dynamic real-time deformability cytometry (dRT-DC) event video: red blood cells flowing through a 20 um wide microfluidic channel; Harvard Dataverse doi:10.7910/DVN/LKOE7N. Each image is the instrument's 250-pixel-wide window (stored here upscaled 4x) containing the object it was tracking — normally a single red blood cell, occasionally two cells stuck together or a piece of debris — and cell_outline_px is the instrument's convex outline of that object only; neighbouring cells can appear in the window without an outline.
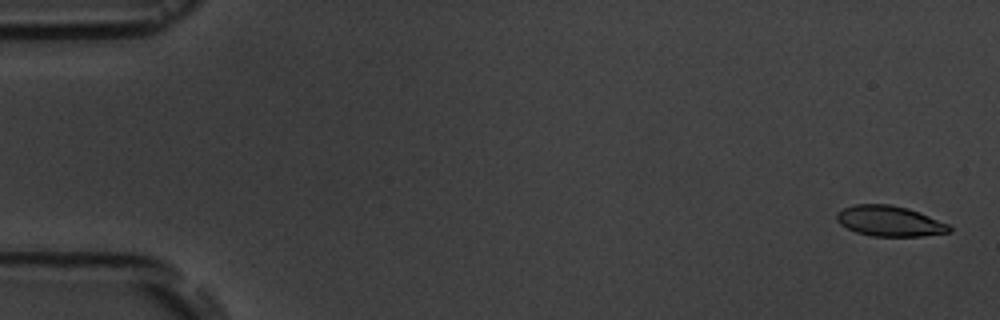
{"species": "common noctule bat (a hibernating species)", "species_latin": "Nyctalus noctula", "temperature_condition": "room temperature", "stored_images_in_passage": 11, "camera_frame_rate_fps": 3000, "um_per_image_px": 0.085, "animal": {"sex": "male", "body_mass_g": 19.5, "forearm_length_mm": 54.6}, "frame": {"image": 1, "passage_image": 1, "time_ms": 0.0, "image_size_px": [1000, 320], "cell_outline_px": [[952, 232], [924, 236], [872, 236], [856, 232], [840, 224], [836, 220], [836, 212], [844, 208], [856, 204], [892, 204], [908, 208], [920, 212], [948, 224], [952, 228]], "centroid_in_image_um": [75.63, 18.79], "position_along_channel_um": 9.4, "area_um2": 20.11}}
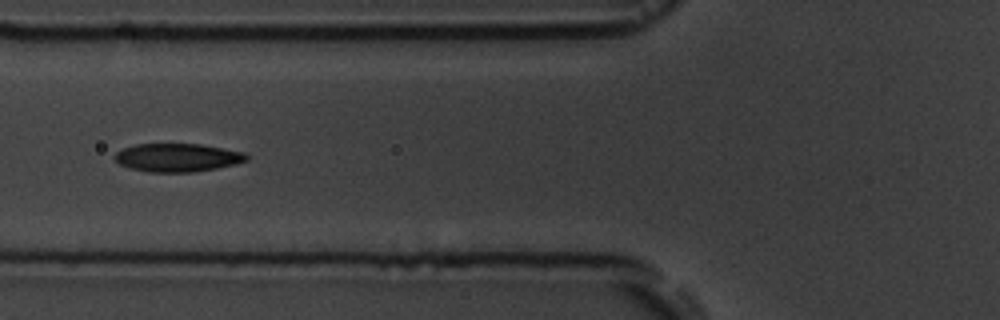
{"frame": {"image": 2, "passage_image": 6, "time_ms": 6.667, "image_size_px": [1000, 320], "cell_outline_px": [[248, 160], [236, 164], [216, 168], [192, 172], [148, 172], [132, 168], [120, 164], [112, 156], [116, 152], [124, 148], [136, 144], [200, 144], [244, 152], [248, 156]], "centroid_in_image_um": [15.09, 13.39], "position_along_channel_um": 110.7, "area_um2": 21.62}}
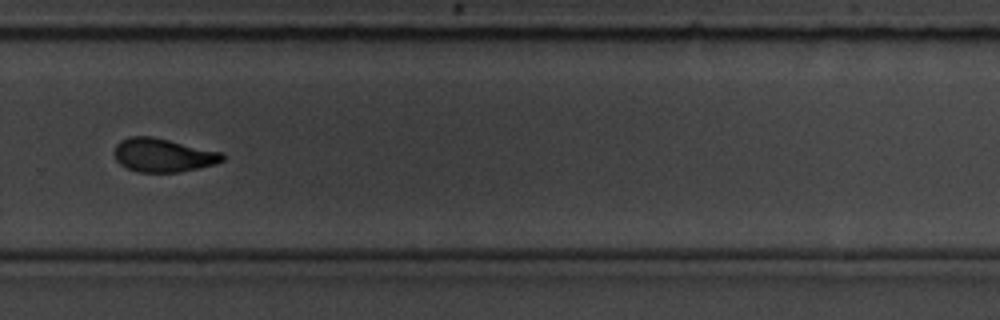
{"frame": {"image": 3, "passage_image": 11, "time_ms": 12.333, "image_size_px": [1000, 320], "cell_outline_px": [[224, 160], [216, 164], [180, 172], [136, 172], [120, 164], [116, 160], [116, 144], [120, 140], [128, 136], [152, 136], [224, 152]], "centroid_in_image_um": [13.89, 13.18], "position_along_channel_um": 315.9, "area_um2": 21.27}}